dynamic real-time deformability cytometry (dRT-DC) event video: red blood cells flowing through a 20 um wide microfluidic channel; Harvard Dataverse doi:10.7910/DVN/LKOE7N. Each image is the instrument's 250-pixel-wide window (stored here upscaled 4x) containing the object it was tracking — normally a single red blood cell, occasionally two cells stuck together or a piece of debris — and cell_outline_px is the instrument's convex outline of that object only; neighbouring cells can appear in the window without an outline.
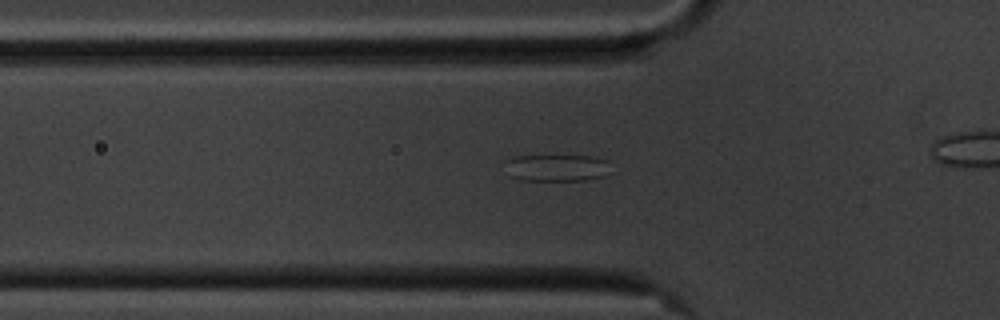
{"species": "common noctule bat (a hibernating species)", "species_latin": "Nyctalus noctula", "temperature_condition": "cold", "stored_images_in_passage": 39, "camera_frame_rate_fps": 3000, "um_per_image_px": 0.085, "animal": {"sex": "male", "body_mass_g": 20.1, "forearm_length_mm": 53.5}, "frame": {"image": 1, "passage_image": 12, "time_ms": 3.667, "image_size_px": [1000, 320], "cell_outline_px": [[612, 172], [604, 176], [588, 180], [520, 180], [508, 176], [504, 160], [512, 156], [588, 156], [608, 160]], "centroid_in_image_um": [47.32, 14.26], "position_along_channel_um": 78.5, "area_um2": 16.94}}
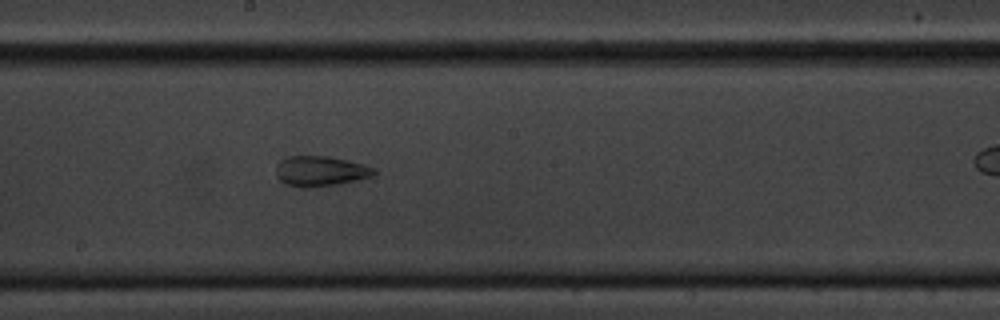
{"frame": {"image": 2, "passage_image": 24, "time_ms": 7.667, "image_size_px": [1000, 320], "cell_outline_px": [[376, 172], [372, 176], [356, 180], [336, 184], [312, 188], [300, 188], [284, 184], [276, 176], [276, 164], [280, 160], [288, 156], [328, 156], [364, 164], [376, 168]], "centroid_in_image_um": [27.2, 14.55], "position_along_channel_um": 221.0, "area_um2": 17.46}}
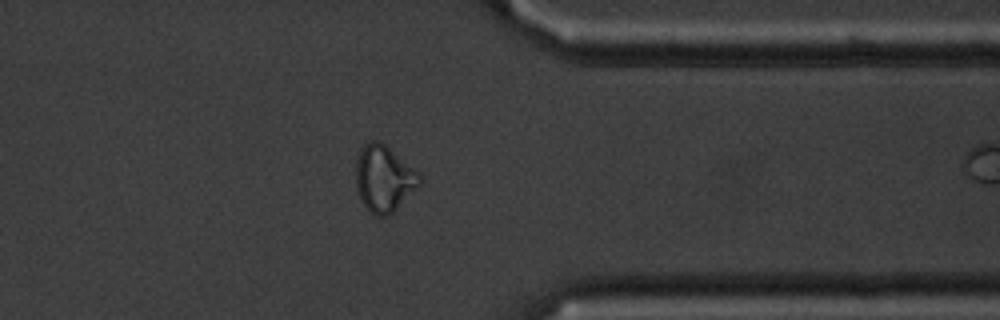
{"frame": {"image": 3, "passage_image": 38, "time_ms": 12.333, "image_size_px": [1000, 320], "cell_outline_px": [[420, 184], [392, 212], [384, 216], [376, 216], [364, 204], [356, 188], [356, 160], [360, 148], [368, 140], [376, 140], [384, 144], [420, 172]], "centroid_in_image_um": [32.62, 15.13], "position_along_channel_um": 378.8, "area_um2": 24.28}}